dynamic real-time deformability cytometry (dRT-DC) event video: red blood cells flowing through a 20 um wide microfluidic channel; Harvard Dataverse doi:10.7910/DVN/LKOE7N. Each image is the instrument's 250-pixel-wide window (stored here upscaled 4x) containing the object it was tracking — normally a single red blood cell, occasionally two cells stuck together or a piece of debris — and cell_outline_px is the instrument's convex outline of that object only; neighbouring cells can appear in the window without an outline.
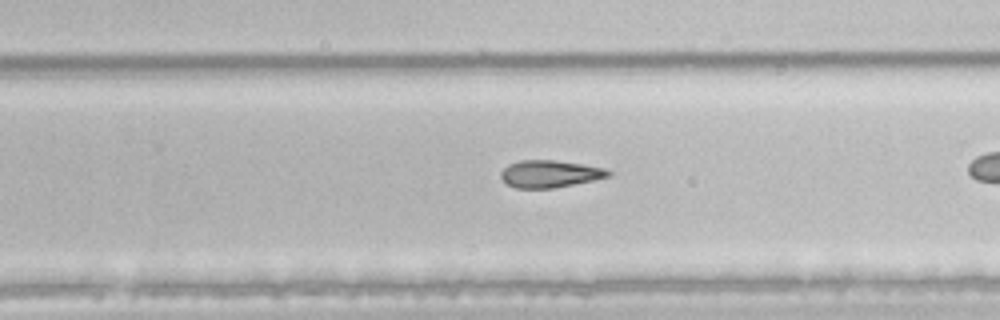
{"species": "common noctule bat (a hibernating species)", "species_latin": "Nyctalus noctula", "temperature_condition": "room temperature", "stored_images_in_passage": 26, "camera_frame_rate_fps": 3000, "um_per_image_px": 0.085, "animal": {"sex": "male", "body_mass_g": 21.5, "forearm_length_mm": 52.0}, "frame": {"image": 1, "passage_image": 19, "time_ms": 6.0, "image_size_px": [1000, 320], "cell_outline_px": [[612, 172], [608, 176], [592, 180], [552, 188], [516, 188], [508, 184], [500, 176], [500, 172], [508, 164], [520, 160], [552, 160], [580, 164], [604, 168]], "centroid_in_image_um": [46.69, 14.77], "position_along_channel_um": 283.1, "area_um2": 16.7}}